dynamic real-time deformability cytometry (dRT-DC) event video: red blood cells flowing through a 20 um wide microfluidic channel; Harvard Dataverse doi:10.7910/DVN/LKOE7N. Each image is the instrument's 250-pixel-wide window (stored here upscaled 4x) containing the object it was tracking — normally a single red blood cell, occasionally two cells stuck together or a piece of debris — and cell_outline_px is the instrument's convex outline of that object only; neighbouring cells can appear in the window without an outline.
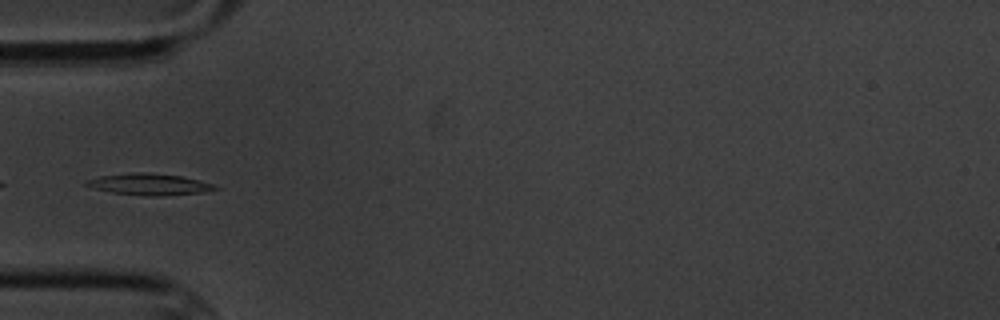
{"species": "common noctule bat (a hibernating species)", "species_latin": "Nyctalus noctula", "temperature_condition": "cold", "stored_images_in_passage": 8, "camera_frame_rate_fps": 3000, "um_per_image_px": 0.085, "animal": {"sex": "male", "body_mass_g": 20.1, "forearm_length_mm": 53.5}, "frame": {"image": 1, "passage_image": 5, "time_ms": 5.333, "image_size_px": [1000, 320], "cell_outline_px": [[220, 188], [204, 192], [164, 196], [144, 196], [112, 192], [96, 188], [84, 184], [88, 180], [100, 176], [132, 172], [144, 172], [180, 176], [200, 180], [212, 184]], "centroid_in_image_um": [12.73, 15.67], "position_along_channel_um": 72.3, "area_um2": 15.95}}
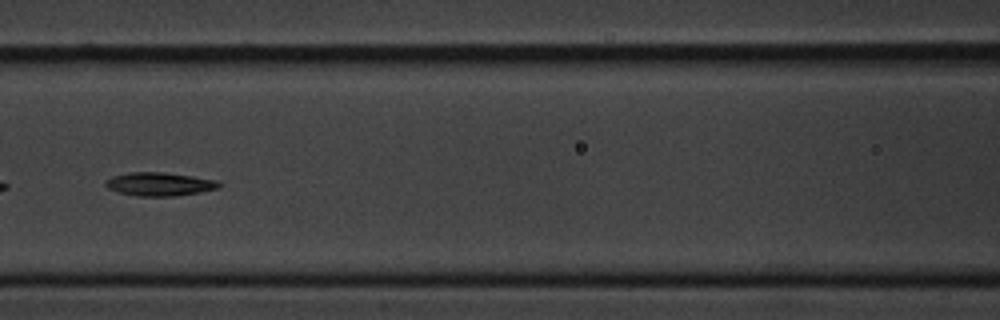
{"frame": {"image": 2, "passage_image": 7, "time_ms": 7.667, "image_size_px": [1000, 320], "cell_outline_px": [[224, 184], [220, 188], [200, 192], [172, 196], [136, 196], [116, 192], [108, 188], [104, 184], [104, 180], [112, 176], [128, 172], [160, 172], [192, 176], [216, 180]], "centroid_in_image_um": [13.53, 15.65], "position_along_channel_um": 153.1, "area_um2": 15.66}}
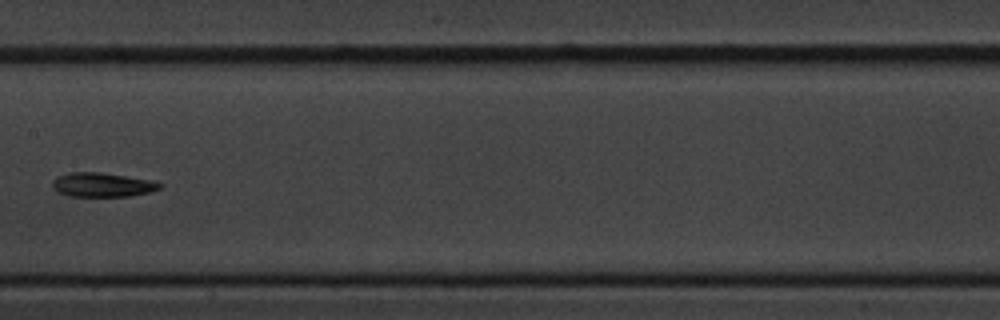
{"frame": {"image": 3, "passage_image": 8, "time_ms": 9.0, "image_size_px": [1000, 320], "cell_outline_px": [[164, 184], [160, 188], [148, 192], [128, 196], [68, 196], [52, 188], [52, 180], [56, 176], [72, 172], [100, 172], [148, 180]], "centroid_in_image_um": [8.64, 15.7], "position_along_channel_um": 198.8, "area_um2": 14.91}}